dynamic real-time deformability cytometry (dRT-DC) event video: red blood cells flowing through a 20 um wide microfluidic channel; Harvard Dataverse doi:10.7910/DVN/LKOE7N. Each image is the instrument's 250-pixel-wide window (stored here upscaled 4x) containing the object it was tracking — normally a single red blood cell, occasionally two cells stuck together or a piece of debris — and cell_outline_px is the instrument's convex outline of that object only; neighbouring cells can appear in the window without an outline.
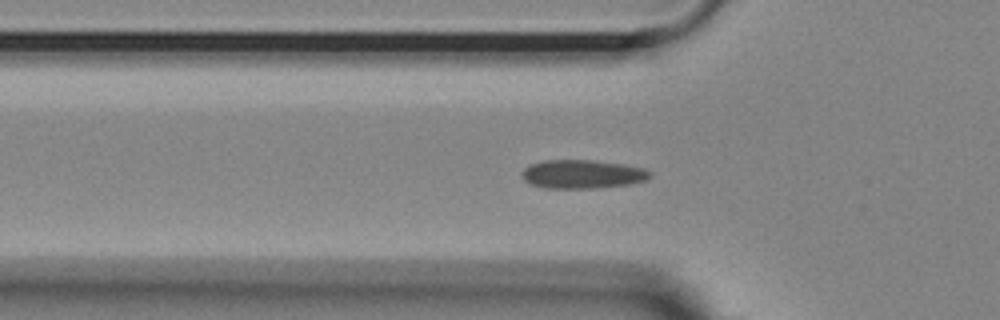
{"species": "Egyptian fruit bat (a non-hibernating species)", "species_latin": "Rousettus aegyptiacus", "temperature_condition": "room temperature", "stored_images_in_passage": 40, "segment_of_instrument_passage": [1, 2], "camera_frame_rate_fps": 3000, "um_per_image_px": 0.085, "animal": {"sex": "female"}, "frame": {"image": 1, "passage_image": 2, "time_ms": 0.333, "image_size_px": [1000, 320], "cell_outline_px": [[652, 176], [644, 180], [628, 184], [596, 188], [544, 188], [528, 184], [524, 180], [520, 172], [528, 164], [544, 160], [592, 160], [624, 164], [644, 168], [652, 172]], "centroid_in_image_um": [49.45, 14.8], "position_along_channel_um": 76.3, "area_um2": 21.62}}
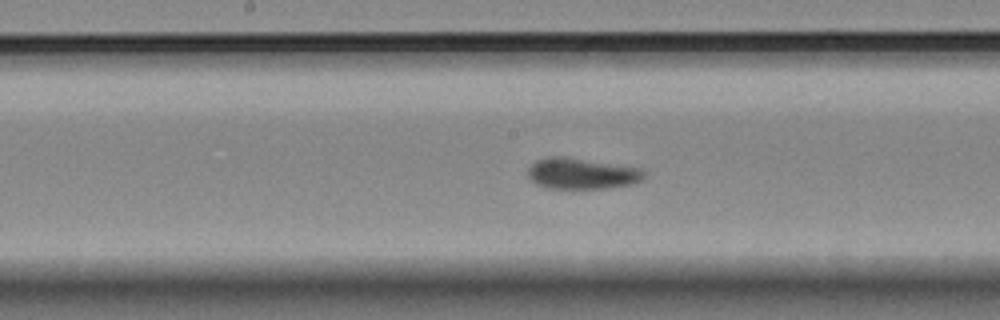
{"frame": {"image": 2, "passage_image": 12, "time_ms": 3.667, "image_size_px": [1000, 320], "cell_outline_px": [[644, 180], [632, 184], [604, 188], [544, 188], [536, 184], [528, 176], [528, 168], [536, 160], [548, 156], [564, 156], [644, 168]], "centroid_in_image_um": [49.46, 14.74], "position_along_channel_um": 198.7, "area_um2": 21.21}}
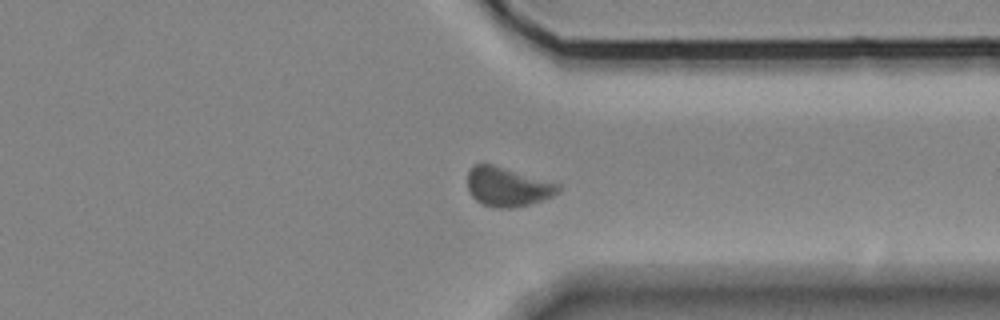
{"frame": {"image": 3, "passage_image": 26, "time_ms": 8.333, "image_size_px": [1000, 320], "cell_outline_px": [[560, 188], [552, 196], [528, 204], [512, 208], [496, 208], [480, 204], [468, 192], [468, 172], [472, 164], [492, 164], [560, 184]], "centroid_in_image_um": [43.08, 15.88], "position_along_channel_um": 368.3, "area_um2": 20.58}}